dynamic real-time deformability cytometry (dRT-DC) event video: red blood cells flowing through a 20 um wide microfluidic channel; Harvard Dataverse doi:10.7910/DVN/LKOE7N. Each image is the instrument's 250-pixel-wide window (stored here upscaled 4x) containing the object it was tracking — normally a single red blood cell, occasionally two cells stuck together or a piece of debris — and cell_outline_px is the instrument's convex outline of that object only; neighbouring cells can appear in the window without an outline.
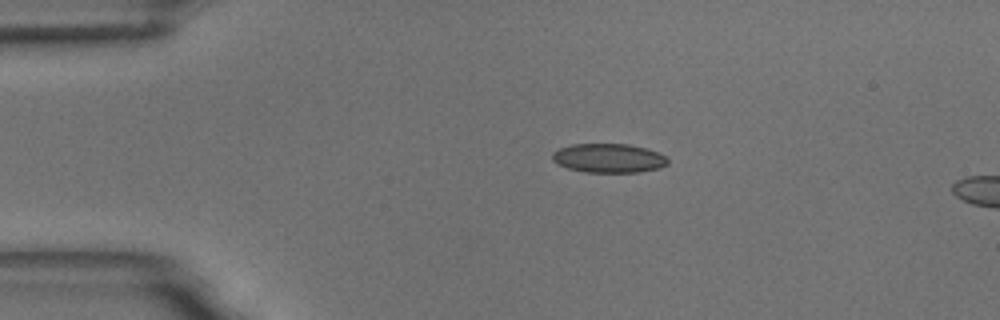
{"species": "common noctule bat (a hibernating species)", "species_latin": "Nyctalus noctula", "temperature_condition": "room temperature", "stored_images_in_passage": 5, "camera_frame_rate_fps": 3000, "um_per_image_px": 0.085, "animal": {"sex": "male", "body_mass_g": 18.8}, "frame": {"image": 1, "passage_image": 1, "time_ms": 0.0, "image_size_px": [1000, 320], "cell_outline_px": [[668, 164], [660, 168], [640, 172], [584, 172], [568, 168], [552, 160], [552, 152], [560, 148], [572, 144], [628, 144], [644, 148], [656, 152], [664, 156], [668, 160]], "centroid_in_image_um": [51.73, 13.44], "position_along_channel_um": 33.3, "area_um2": 19.42}}